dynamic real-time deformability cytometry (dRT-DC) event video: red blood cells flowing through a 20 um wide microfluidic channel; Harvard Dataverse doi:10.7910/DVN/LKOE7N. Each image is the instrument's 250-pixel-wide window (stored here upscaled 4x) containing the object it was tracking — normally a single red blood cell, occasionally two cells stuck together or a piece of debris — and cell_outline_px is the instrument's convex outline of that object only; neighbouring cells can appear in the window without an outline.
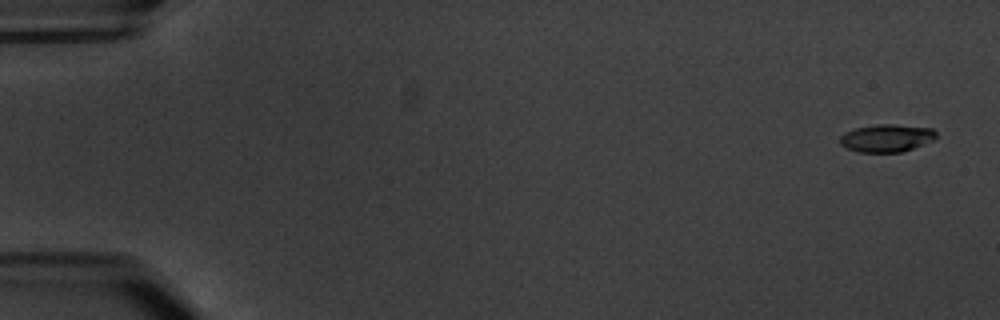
{"species": "common noctule bat (a hibernating species)", "species_latin": "Nyctalus noctula", "temperature_condition": "warm", "stored_images_in_passage": 6, "camera_frame_rate_fps": 3000, "um_per_image_px": 0.085, "animal": {"sex": "male", "body_mass_g": 20.1, "forearm_length_mm": 53.5}, "frame": {"image": 1, "passage_image": 1, "time_ms": 0.0, "image_size_px": [1000, 320], "cell_outline_px": [[936, 140], [900, 152], [860, 152], [848, 148], [840, 144], [840, 136], [844, 132], [856, 128], [876, 124], [892, 124], [932, 128], [936, 132]], "centroid_in_image_um": [75.37, 11.73], "position_along_channel_um": 9.6, "area_um2": 15.49}}
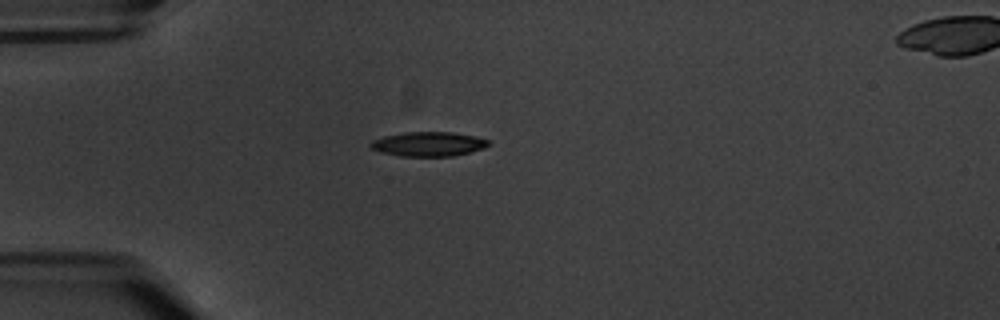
{"frame": {"image": 2, "passage_image": 5, "time_ms": 5.0, "image_size_px": [1000, 320], "cell_outline_px": [[488, 144], [484, 148], [452, 156], [400, 156], [380, 152], [372, 148], [368, 144], [372, 140], [384, 136], [404, 132], [452, 132], [476, 136], [488, 140]], "centroid_in_image_um": [36.38, 12.24], "position_along_channel_um": 48.6, "area_um2": 16.7}}